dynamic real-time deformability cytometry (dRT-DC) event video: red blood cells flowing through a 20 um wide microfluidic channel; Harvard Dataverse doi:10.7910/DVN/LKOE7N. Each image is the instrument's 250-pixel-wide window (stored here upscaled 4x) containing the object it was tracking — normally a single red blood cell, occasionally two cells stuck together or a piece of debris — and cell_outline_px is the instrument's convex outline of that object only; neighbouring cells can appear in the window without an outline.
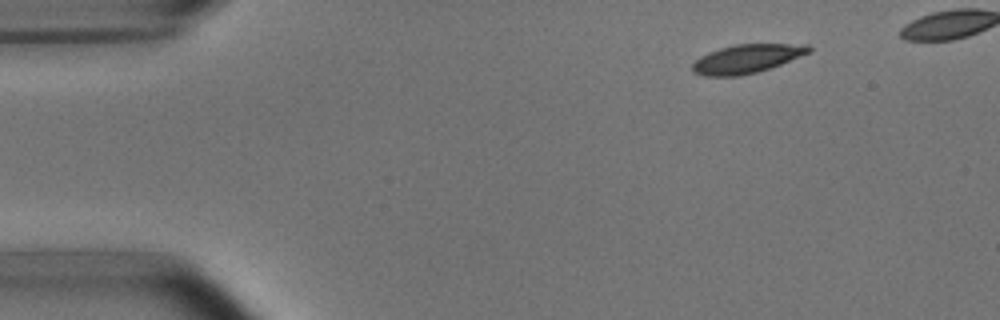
{"species": "common noctule bat (a hibernating species)", "species_latin": "Nyctalus noctula", "temperature_condition": "room temperature", "stored_images_in_passage": 3, "camera_frame_rate_fps": 3000, "um_per_image_px": 0.085, "animal": {"sex": "male", "body_mass_g": 15.6}, "frame": {"image": 1, "passage_image": 3, "time_ms": 2.333, "image_size_px": [1000, 320], "cell_outline_px": [[812, 52], [780, 64], [756, 72], [740, 76], [704, 76], [692, 72], [692, 64], [700, 56], [708, 52], [720, 48], [736, 44], [808, 44], [812, 48]], "centroid_in_image_um": [63.47, 4.99], "position_along_channel_um": 21.5, "area_um2": 19.48}}